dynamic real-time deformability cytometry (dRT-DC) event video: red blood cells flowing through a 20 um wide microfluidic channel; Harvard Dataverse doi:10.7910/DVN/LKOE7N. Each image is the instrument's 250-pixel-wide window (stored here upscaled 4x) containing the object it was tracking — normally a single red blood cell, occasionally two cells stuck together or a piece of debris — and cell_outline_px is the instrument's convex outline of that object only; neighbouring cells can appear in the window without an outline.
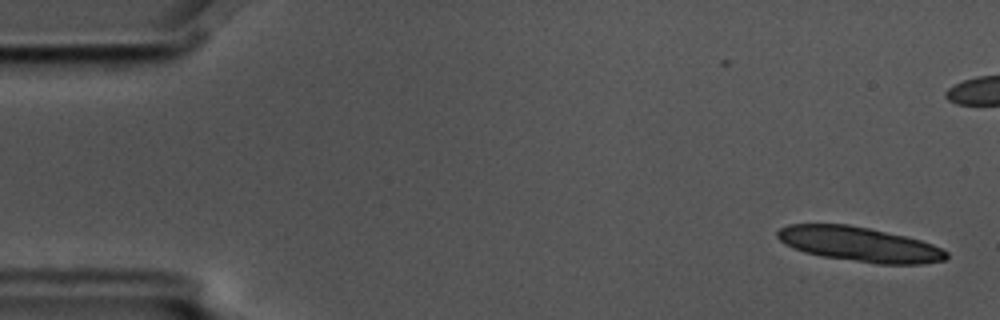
{"species": "common noctule bat (a hibernating species)", "species_latin": "Nyctalus noctula", "temperature_condition": "cold", "stored_images_in_passage": 5, "camera_frame_rate_fps": 3000, "um_per_image_px": 0.085, "animal": {"sex": "male", "body_mass_g": 17.5, "forearm_length_mm": 52.3}, "frame": {"image": 1, "passage_image": 1, "time_ms": 0.0, "image_size_px": [1000, 320], "cell_outline_px": [[948, 256], [944, 260], [924, 264], [876, 264], [820, 256], [804, 252], [784, 244], [776, 236], [776, 232], [780, 228], [788, 224], [848, 224], [868, 228], [904, 236], [920, 240], [932, 244], [948, 252]], "centroid_in_image_um": [73.02, 20.77], "position_along_channel_um": 12.0, "area_um2": 34.16}}